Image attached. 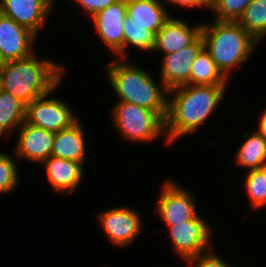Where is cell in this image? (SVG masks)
I'll use <instances>...</instances> for the list:
<instances>
[{"label":"cell","mask_w":266,"mask_h":267,"mask_svg":"<svg viewBox=\"0 0 266 267\" xmlns=\"http://www.w3.org/2000/svg\"><path fill=\"white\" fill-rule=\"evenodd\" d=\"M228 85H183L169 93L168 111L165 119V144L197 131L206 119L216 112Z\"/></svg>","instance_id":"obj_1"},{"label":"cell","mask_w":266,"mask_h":267,"mask_svg":"<svg viewBox=\"0 0 266 267\" xmlns=\"http://www.w3.org/2000/svg\"><path fill=\"white\" fill-rule=\"evenodd\" d=\"M64 69L53 60H38L33 53L25 59L6 61L0 68V86L28 105L55 90Z\"/></svg>","instance_id":"obj_2"},{"label":"cell","mask_w":266,"mask_h":267,"mask_svg":"<svg viewBox=\"0 0 266 267\" xmlns=\"http://www.w3.org/2000/svg\"><path fill=\"white\" fill-rule=\"evenodd\" d=\"M107 64L106 75L118 102L132 103L157 112L164 120L168 111L169 90L161 81L158 86L154 78L140 66L117 58ZM127 61V62H126ZM168 95V96H167Z\"/></svg>","instance_id":"obj_3"},{"label":"cell","mask_w":266,"mask_h":267,"mask_svg":"<svg viewBox=\"0 0 266 267\" xmlns=\"http://www.w3.org/2000/svg\"><path fill=\"white\" fill-rule=\"evenodd\" d=\"M204 48L210 53L221 73L227 78L231 70L245 63L259 43L237 22L214 20L202 24Z\"/></svg>","instance_id":"obj_4"},{"label":"cell","mask_w":266,"mask_h":267,"mask_svg":"<svg viewBox=\"0 0 266 267\" xmlns=\"http://www.w3.org/2000/svg\"><path fill=\"white\" fill-rule=\"evenodd\" d=\"M114 127L126 141L151 142L166 136L165 120L155 111L132 103L118 102L112 108Z\"/></svg>","instance_id":"obj_5"},{"label":"cell","mask_w":266,"mask_h":267,"mask_svg":"<svg viewBox=\"0 0 266 267\" xmlns=\"http://www.w3.org/2000/svg\"><path fill=\"white\" fill-rule=\"evenodd\" d=\"M52 92L54 91L52 90L50 93L36 98L26 105L25 121L31 125L56 133L69 128L79 118L65 101L55 97L48 99Z\"/></svg>","instance_id":"obj_6"},{"label":"cell","mask_w":266,"mask_h":267,"mask_svg":"<svg viewBox=\"0 0 266 267\" xmlns=\"http://www.w3.org/2000/svg\"><path fill=\"white\" fill-rule=\"evenodd\" d=\"M168 227L172 248L185 260L184 262L212 249V228L199 215L195 219Z\"/></svg>","instance_id":"obj_7"},{"label":"cell","mask_w":266,"mask_h":267,"mask_svg":"<svg viewBox=\"0 0 266 267\" xmlns=\"http://www.w3.org/2000/svg\"><path fill=\"white\" fill-rule=\"evenodd\" d=\"M156 213L167 226L195 219L198 214L194 197L176 181L167 179L162 183Z\"/></svg>","instance_id":"obj_8"},{"label":"cell","mask_w":266,"mask_h":267,"mask_svg":"<svg viewBox=\"0 0 266 267\" xmlns=\"http://www.w3.org/2000/svg\"><path fill=\"white\" fill-rule=\"evenodd\" d=\"M126 16L127 0H119L91 17L102 43L121 59H124L123 24Z\"/></svg>","instance_id":"obj_9"},{"label":"cell","mask_w":266,"mask_h":267,"mask_svg":"<svg viewBox=\"0 0 266 267\" xmlns=\"http://www.w3.org/2000/svg\"><path fill=\"white\" fill-rule=\"evenodd\" d=\"M98 220L110 242L121 247L133 243L143 227L138 211L127 206L104 211Z\"/></svg>","instance_id":"obj_10"},{"label":"cell","mask_w":266,"mask_h":267,"mask_svg":"<svg viewBox=\"0 0 266 267\" xmlns=\"http://www.w3.org/2000/svg\"><path fill=\"white\" fill-rule=\"evenodd\" d=\"M204 48V40L200 35L192 44L182 50L163 55L161 64V79L168 90L191 85L192 64Z\"/></svg>","instance_id":"obj_11"},{"label":"cell","mask_w":266,"mask_h":267,"mask_svg":"<svg viewBox=\"0 0 266 267\" xmlns=\"http://www.w3.org/2000/svg\"><path fill=\"white\" fill-rule=\"evenodd\" d=\"M54 3V0H0V12L37 37Z\"/></svg>","instance_id":"obj_12"},{"label":"cell","mask_w":266,"mask_h":267,"mask_svg":"<svg viewBox=\"0 0 266 267\" xmlns=\"http://www.w3.org/2000/svg\"><path fill=\"white\" fill-rule=\"evenodd\" d=\"M35 41L36 36L32 32L0 12V51L5 61L31 56Z\"/></svg>","instance_id":"obj_13"},{"label":"cell","mask_w":266,"mask_h":267,"mask_svg":"<svg viewBox=\"0 0 266 267\" xmlns=\"http://www.w3.org/2000/svg\"><path fill=\"white\" fill-rule=\"evenodd\" d=\"M19 137L15 145L17 158L43 163L51 156L55 133L27 123L18 128Z\"/></svg>","instance_id":"obj_14"},{"label":"cell","mask_w":266,"mask_h":267,"mask_svg":"<svg viewBox=\"0 0 266 267\" xmlns=\"http://www.w3.org/2000/svg\"><path fill=\"white\" fill-rule=\"evenodd\" d=\"M201 33L202 23L191 27L171 16L155 35L153 51H160L163 55L178 52L192 44Z\"/></svg>","instance_id":"obj_15"},{"label":"cell","mask_w":266,"mask_h":267,"mask_svg":"<svg viewBox=\"0 0 266 267\" xmlns=\"http://www.w3.org/2000/svg\"><path fill=\"white\" fill-rule=\"evenodd\" d=\"M43 165L47 180L56 193H74L84 178L83 163L49 156Z\"/></svg>","instance_id":"obj_16"},{"label":"cell","mask_w":266,"mask_h":267,"mask_svg":"<svg viewBox=\"0 0 266 267\" xmlns=\"http://www.w3.org/2000/svg\"><path fill=\"white\" fill-rule=\"evenodd\" d=\"M170 17L161 0H127V24L148 27L154 35Z\"/></svg>","instance_id":"obj_17"},{"label":"cell","mask_w":266,"mask_h":267,"mask_svg":"<svg viewBox=\"0 0 266 267\" xmlns=\"http://www.w3.org/2000/svg\"><path fill=\"white\" fill-rule=\"evenodd\" d=\"M78 119L69 128L55 133L51 156L83 163L86 156V138Z\"/></svg>","instance_id":"obj_18"},{"label":"cell","mask_w":266,"mask_h":267,"mask_svg":"<svg viewBox=\"0 0 266 267\" xmlns=\"http://www.w3.org/2000/svg\"><path fill=\"white\" fill-rule=\"evenodd\" d=\"M247 138L238 148L235 156V164L249 170L266 166V138L257 130L252 135L247 132L243 135ZM250 168V169H249Z\"/></svg>","instance_id":"obj_19"},{"label":"cell","mask_w":266,"mask_h":267,"mask_svg":"<svg viewBox=\"0 0 266 267\" xmlns=\"http://www.w3.org/2000/svg\"><path fill=\"white\" fill-rule=\"evenodd\" d=\"M26 104L0 89V136L9 135L25 122Z\"/></svg>","instance_id":"obj_20"},{"label":"cell","mask_w":266,"mask_h":267,"mask_svg":"<svg viewBox=\"0 0 266 267\" xmlns=\"http://www.w3.org/2000/svg\"><path fill=\"white\" fill-rule=\"evenodd\" d=\"M228 80L203 48L192 64L191 85H227Z\"/></svg>","instance_id":"obj_21"},{"label":"cell","mask_w":266,"mask_h":267,"mask_svg":"<svg viewBox=\"0 0 266 267\" xmlns=\"http://www.w3.org/2000/svg\"><path fill=\"white\" fill-rule=\"evenodd\" d=\"M237 23L260 42L266 35V0H252Z\"/></svg>","instance_id":"obj_22"},{"label":"cell","mask_w":266,"mask_h":267,"mask_svg":"<svg viewBox=\"0 0 266 267\" xmlns=\"http://www.w3.org/2000/svg\"><path fill=\"white\" fill-rule=\"evenodd\" d=\"M244 188L252 209L263 208L266 205V166L249 170L245 175Z\"/></svg>","instance_id":"obj_23"},{"label":"cell","mask_w":266,"mask_h":267,"mask_svg":"<svg viewBox=\"0 0 266 267\" xmlns=\"http://www.w3.org/2000/svg\"><path fill=\"white\" fill-rule=\"evenodd\" d=\"M124 32V59L128 45L139 50H153L155 35L148 27L139 24H127V16L123 24Z\"/></svg>","instance_id":"obj_24"},{"label":"cell","mask_w":266,"mask_h":267,"mask_svg":"<svg viewBox=\"0 0 266 267\" xmlns=\"http://www.w3.org/2000/svg\"><path fill=\"white\" fill-rule=\"evenodd\" d=\"M252 0H213L212 12L217 21L237 22Z\"/></svg>","instance_id":"obj_25"},{"label":"cell","mask_w":266,"mask_h":267,"mask_svg":"<svg viewBox=\"0 0 266 267\" xmlns=\"http://www.w3.org/2000/svg\"><path fill=\"white\" fill-rule=\"evenodd\" d=\"M9 154L0 152V193L14 191L18 185L19 176L16 160Z\"/></svg>","instance_id":"obj_26"},{"label":"cell","mask_w":266,"mask_h":267,"mask_svg":"<svg viewBox=\"0 0 266 267\" xmlns=\"http://www.w3.org/2000/svg\"><path fill=\"white\" fill-rule=\"evenodd\" d=\"M188 267H233L210 249L185 262Z\"/></svg>","instance_id":"obj_27"},{"label":"cell","mask_w":266,"mask_h":267,"mask_svg":"<svg viewBox=\"0 0 266 267\" xmlns=\"http://www.w3.org/2000/svg\"><path fill=\"white\" fill-rule=\"evenodd\" d=\"M119 0H74L86 11L90 18L97 12L104 10L111 4L116 3Z\"/></svg>","instance_id":"obj_28"},{"label":"cell","mask_w":266,"mask_h":267,"mask_svg":"<svg viewBox=\"0 0 266 267\" xmlns=\"http://www.w3.org/2000/svg\"><path fill=\"white\" fill-rule=\"evenodd\" d=\"M166 3L173 4L174 6L180 5L181 7H199V8H208L212 9L213 0H164ZM163 2V0H162Z\"/></svg>","instance_id":"obj_29"},{"label":"cell","mask_w":266,"mask_h":267,"mask_svg":"<svg viewBox=\"0 0 266 267\" xmlns=\"http://www.w3.org/2000/svg\"><path fill=\"white\" fill-rule=\"evenodd\" d=\"M257 131L266 138V110L261 115Z\"/></svg>","instance_id":"obj_30"},{"label":"cell","mask_w":266,"mask_h":267,"mask_svg":"<svg viewBox=\"0 0 266 267\" xmlns=\"http://www.w3.org/2000/svg\"><path fill=\"white\" fill-rule=\"evenodd\" d=\"M5 60L2 57L1 51H0V68L5 64Z\"/></svg>","instance_id":"obj_31"}]
</instances>
